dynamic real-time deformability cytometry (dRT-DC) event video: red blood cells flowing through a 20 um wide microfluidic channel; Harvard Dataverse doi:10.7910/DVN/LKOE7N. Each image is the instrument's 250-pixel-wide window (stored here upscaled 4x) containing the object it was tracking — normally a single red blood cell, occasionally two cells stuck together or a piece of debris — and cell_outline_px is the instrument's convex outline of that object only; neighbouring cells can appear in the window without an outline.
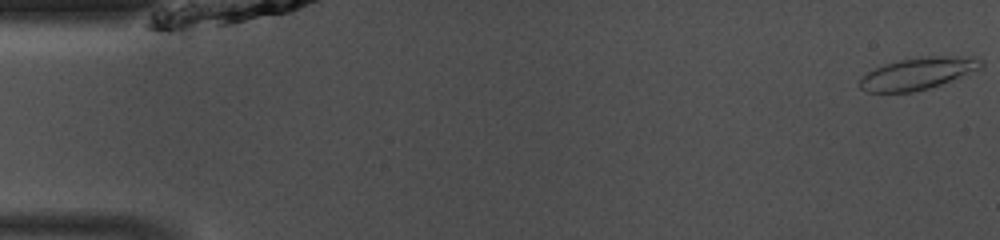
{"species": "common noctule bat (a hibernating species)", "species_latin": "Nyctalus noctula", "temperature_condition": "room temperature", "stored_images_in_passage": 47, "camera_frame_rate_fps": 3000, "um_per_image_px": 0.085, "animal": {"sex": "male", "body_mass_g": 13.0, "forearm_length_mm": 53.1}, "frame": {"image": 1, "passage_image": 1, "time_ms": 0.0, "image_size_px": [1000, 240], "cell_outline_px": [[984, 68], [940, 84], [928, 88], [912, 92], [868, 92], [860, 88], [860, 80], [868, 72], [884, 64], [900, 60], [924, 56], [980, 56], [984, 60]], "centroid_in_image_um": [78.12, 6.22], "position_along_channel_um": 6.9, "area_um2": 22.66}}
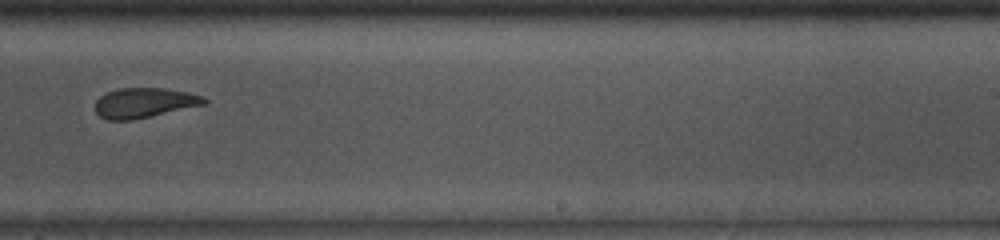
{"frame": {"image": 2, "passage_image": 30, "time_ms": 9.667, "image_size_px": [1000, 240], "cell_outline_px": [[208, 104], [132, 120], [108, 120], [100, 116], [96, 112], [96, 100], [100, 96], [108, 92], [120, 88], [164, 88], [188, 92], [200, 96], [208, 100]], "centroid_in_image_um": [12.28, 8.74], "position_along_channel_um": 276.7, "area_um2": 18.96}}
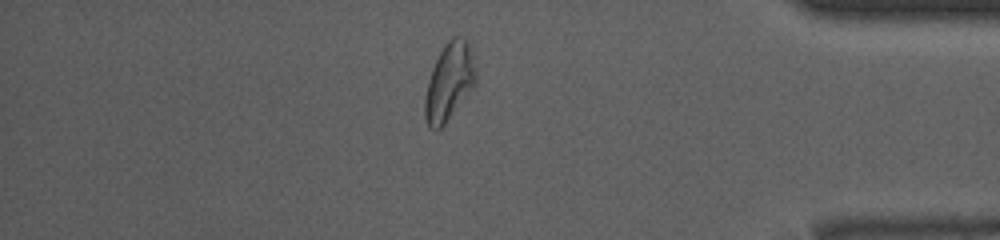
{"frame": {"image": 3, "passage_image": 41, "time_ms": 13.333, "image_size_px": [1000, 240], "cell_outline_px": [[476, 84], [444, 124], [436, 132], [428, 128], [424, 116], [424, 100], [428, 80], [432, 68], [444, 44], [452, 36], [456, 36], [468, 40], [476, 68]], "centroid_in_image_um": [38.17, 6.96], "position_along_channel_um": 397.0, "area_um2": 23.12}}